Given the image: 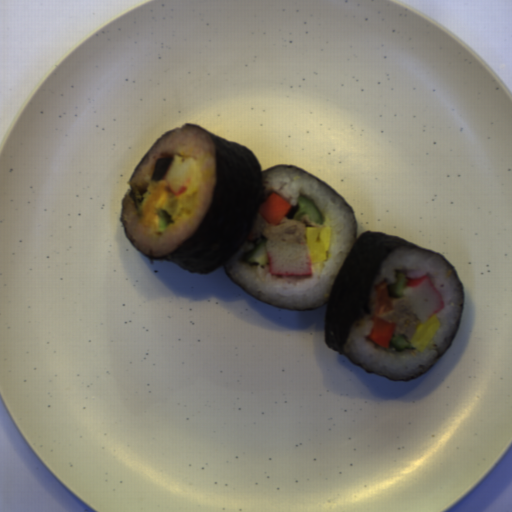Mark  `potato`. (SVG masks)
<instances>
[{"label": "potato", "instance_id": "obj_1", "mask_svg": "<svg viewBox=\"0 0 512 512\" xmlns=\"http://www.w3.org/2000/svg\"><path fill=\"white\" fill-rule=\"evenodd\" d=\"M198 205V194H190L180 197L174 196L171 192L167 195V200L162 208L166 210L172 219L181 220L189 218L194 214Z\"/></svg>", "mask_w": 512, "mask_h": 512}, {"label": "potato", "instance_id": "obj_2", "mask_svg": "<svg viewBox=\"0 0 512 512\" xmlns=\"http://www.w3.org/2000/svg\"><path fill=\"white\" fill-rule=\"evenodd\" d=\"M174 157H158L155 158L150 180H160L168 172Z\"/></svg>", "mask_w": 512, "mask_h": 512}]
</instances>
